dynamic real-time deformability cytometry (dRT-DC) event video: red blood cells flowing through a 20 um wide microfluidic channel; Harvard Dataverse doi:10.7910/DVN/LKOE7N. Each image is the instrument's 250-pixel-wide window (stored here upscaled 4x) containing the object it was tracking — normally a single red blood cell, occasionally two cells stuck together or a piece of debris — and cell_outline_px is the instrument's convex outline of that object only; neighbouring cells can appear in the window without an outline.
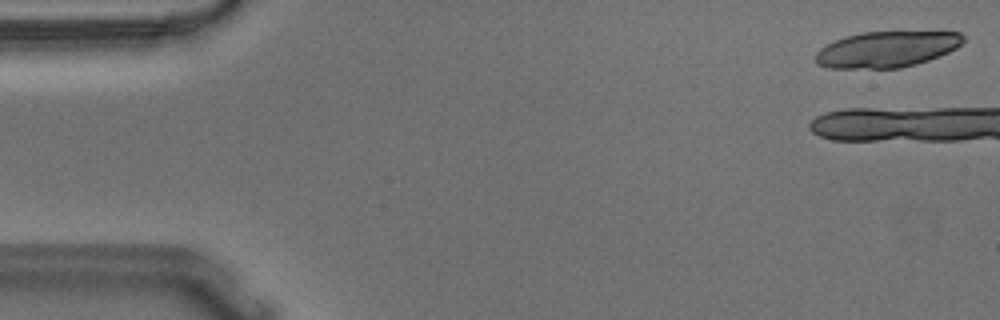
{"species": "Egyptian fruit bat (a non-hibernating species)", "species_latin": "Rousettus aegyptiacus", "temperature_condition": "warm", "stored_images_in_passage": 10, "camera_frame_rate_fps": 3000, "um_per_image_px": 0.085, "animal": {"sex": "male"}, "frame": {"image": 1, "passage_image": 1, "time_ms": 0.0, "image_size_px": [1000, 320], "cell_outline_px": [[964, 40], [956, 48], [948, 52], [928, 60], [916, 64], [900, 68], [828, 68], [816, 64], [816, 52], [824, 44], [844, 36], [864, 32], [960, 32], [964, 36]], "centroid_in_image_um": [75.33, 4.19], "position_along_channel_um": 9.7, "area_um2": 30.98}}